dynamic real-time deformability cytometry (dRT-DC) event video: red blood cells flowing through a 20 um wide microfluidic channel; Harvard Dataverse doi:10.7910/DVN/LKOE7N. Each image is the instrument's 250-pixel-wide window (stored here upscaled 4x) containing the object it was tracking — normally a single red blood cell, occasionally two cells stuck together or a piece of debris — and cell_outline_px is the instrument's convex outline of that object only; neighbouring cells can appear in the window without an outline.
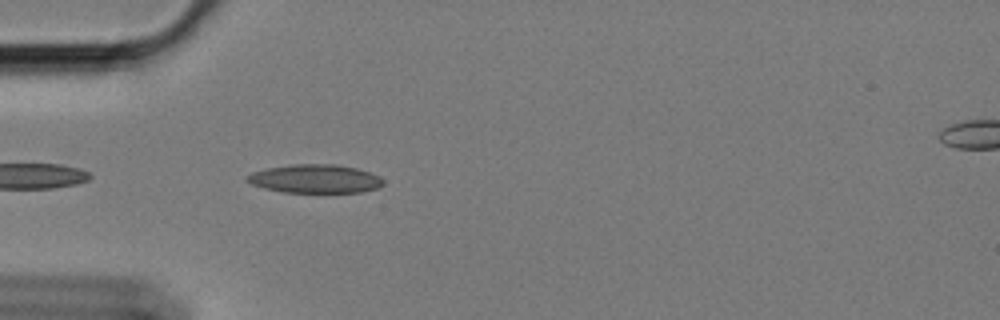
{"species": "Egyptian fruit bat (a non-hibernating species)", "species_latin": "Rousettus aegyptiacus", "temperature_condition": "cold", "stored_images_in_passage": 19, "camera_frame_rate_fps": 3000, "um_per_image_px": 0.085, "animal": {"sex": "female"}, "frame": {"image": 1, "passage_image": 3, "time_ms": 0.667, "image_size_px": [1000, 320], "cell_outline_px": [[384, 184], [376, 188], [360, 192], [284, 192], [264, 188], [252, 184], [244, 180], [244, 176], [252, 172], [268, 168], [292, 164], [332, 164], [356, 168], [380, 176], [384, 180]], "centroid_in_image_um": [26.75, 15.19], "position_along_channel_um": 58.2, "area_um2": 22.6}}
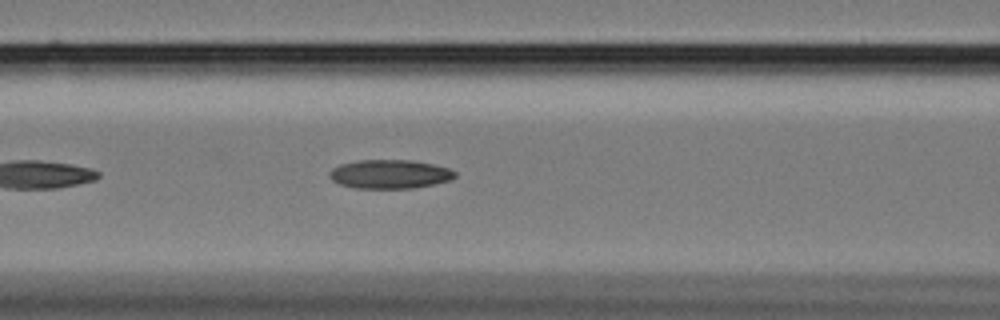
{"frame": {"image": 2, "passage_image": 10, "time_ms": 3.0, "image_size_px": [1000, 320], "cell_outline_px": [[456, 176], [452, 180], [412, 188], [356, 188], [340, 184], [332, 180], [328, 176], [328, 172], [332, 168], [340, 164], [360, 160], [412, 160], [432, 164], [448, 168], [456, 172]], "centroid_in_image_um": [33.11, 14.8], "position_along_channel_um": 133.5, "area_um2": 21.1}}
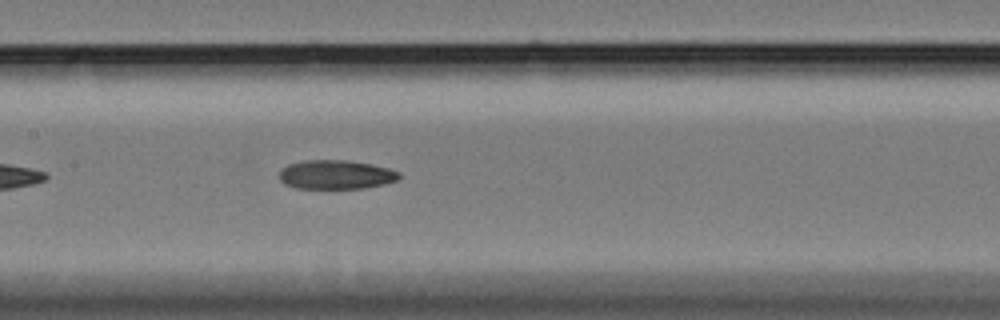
{"frame": {"image": 3, "passage_image": 14, "time_ms": 4.333, "image_size_px": [1000, 320], "cell_outline_px": [[400, 176], [396, 180], [384, 184], [364, 188], [296, 188], [284, 184], [280, 180], [280, 172], [288, 164], [304, 160], [348, 160], [372, 164], [388, 168], [400, 172]], "centroid_in_image_um": [28.56, 14.84], "position_along_channel_um": 178.8, "area_um2": 20.23}}